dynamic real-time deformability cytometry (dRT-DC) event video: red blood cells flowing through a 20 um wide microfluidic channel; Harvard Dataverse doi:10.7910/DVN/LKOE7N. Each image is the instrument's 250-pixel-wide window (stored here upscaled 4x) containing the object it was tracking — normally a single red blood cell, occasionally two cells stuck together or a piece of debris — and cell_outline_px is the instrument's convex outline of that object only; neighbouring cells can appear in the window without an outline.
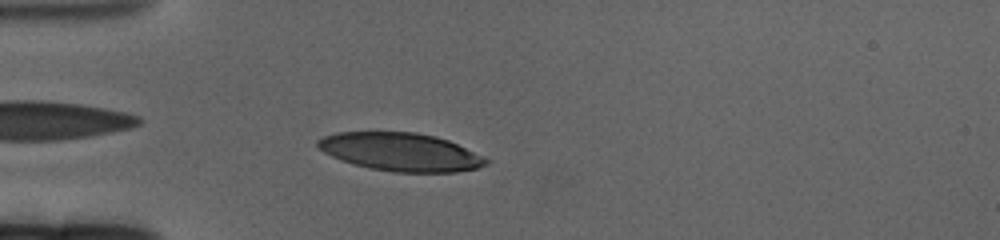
{"species": "human", "species_latin": "Homo sapiens", "temperature_condition": "cold", "stored_images_in_passage": 59, "camera_frame_rate_fps": 3000, "um_per_image_px": 0.085, "donor": {"sex": "female"}, "frame": {"image": 1, "passage_image": 14, "time_ms": 4.333, "image_size_px": [1000, 240], "cell_outline_px": [[488, 164], [476, 168], [456, 172], [392, 172], [368, 168], [352, 164], [340, 160], [324, 152], [316, 144], [316, 140], [324, 136], [336, 132], [416, 132], [436, 136], [448, 140], [488, 160]], "centroid_in_image_um": [33.99, 12.91], "position_along_channel_um": 51.0, "area_um2": 37.22}}
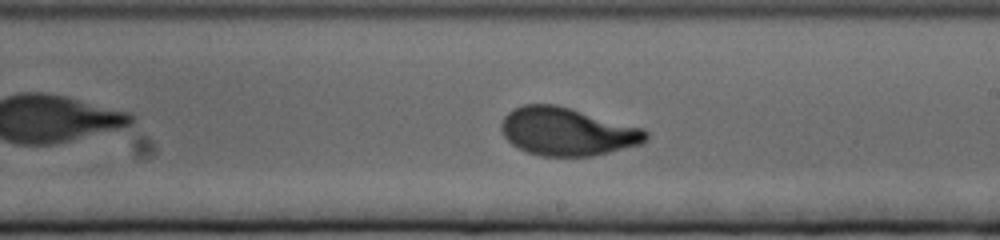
{"frame": {"image": 2, "passage_image": 33, "time_ms": 10.667, "image_size_px": [1000, 240], "cell_outline_px": [[648, 140], [640, 144], [592, 156], [540, 156], [528, 152], [512, 144], [504, 136], [500, 128], [500, 124], [504, 116], [508, 112], [524, 104], [556, 104], [644, 128], [648, 132]], "centroid_in_image_um": [48.21, 11.18], "position_along_channel_um": 240.8, "area_um2": 40.4}}
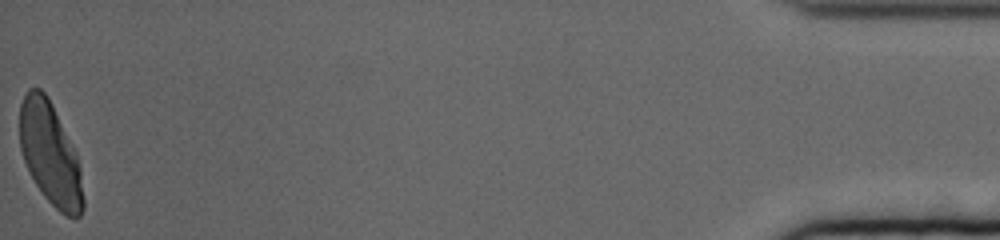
{"frame": {"image": 3, "passage_image": 59, "time_ms": 19.333, "image_size_px": [1000, 240], "cell_outline_px": [[84, 208], [80, 216], [68, 216], [60, 212], [44, 196], [36, 184], [24, 160], [20, 148], [20, 104], [28, 88], [40, 88], [48, 96], [76, 152], [80, 168], [84, 200]], "centroid_in_image_um": [4.27, 13.06], "position_along_channel_um": 430.9, "area_um2": 37.63}, "authors_computed_cell_mechanics": {"area_um2": 39.2462, "velocity_mm_per_s": 3.2349, "shape_relaxation_time_tau1_ms": 4.0467, "shape_relaxation_time_tau2_ms": null, "deformation_change_tau1": 0.196, "deformation_change_tau2": null}}